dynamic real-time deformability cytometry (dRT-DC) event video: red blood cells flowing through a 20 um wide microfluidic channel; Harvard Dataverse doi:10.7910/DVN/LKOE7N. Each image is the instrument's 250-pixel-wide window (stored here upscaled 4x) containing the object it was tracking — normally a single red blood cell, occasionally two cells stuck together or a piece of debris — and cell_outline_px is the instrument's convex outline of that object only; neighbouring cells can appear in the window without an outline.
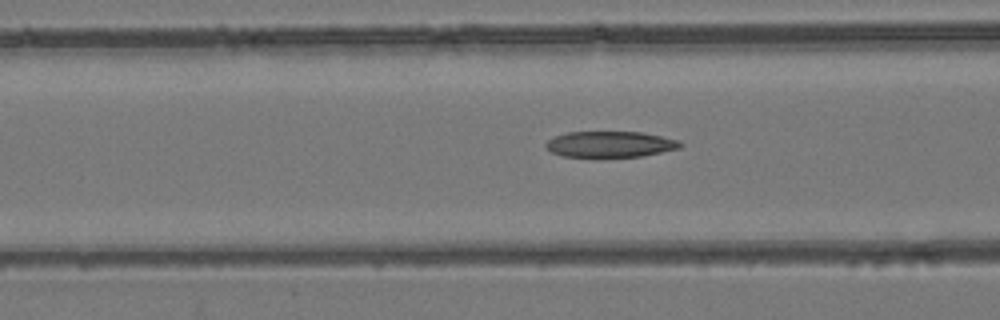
{"species": "common noctule bat (a hibernating species)", "species_latin": "Nyctalus noctula", "temperature_condition": "room temperature", "stored_images_in_passage": 48, "camera_frame_rate_fps": 3000, "um_per_image_px": 0.085, "animal": {"sex": "female", "body_mass_g": 24.6, "forearm_length_mm": 56.2}, "frame": {"image": 1, "passage_image": 22, "time_ms": 7.0, "image_size_px": [1000, 320], "cell_outline_px": [[684, 144], [680, 148], [640, 156], [596, 160], [564, 156], [552, 152], [544, 144], [548, 140], [556, 136], [568, 132], [640, 132], [680, 140]], "centroid_in_image_um": [51.85, 12.31], "position_along_channel_um": 114.8, "area_um2": 21.04}}
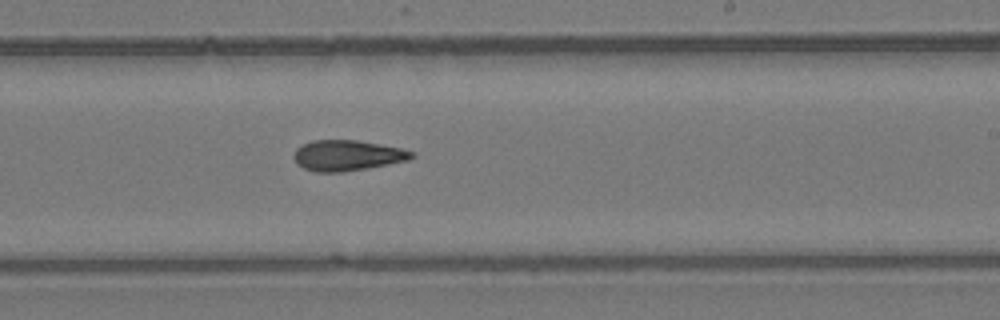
{"frame": {"image": 2, "passage_image": 33, "time_ms": 10.667, "image_size_px": [1000, 320], "cell_outline_px": [[416, 156], [408, 160], [368, 168], [340, 172], [316, 172], [304, 168], [296, 164], [292, 156], [296, 148], [312, 140], [356, 140], [380, 144], [400, 148], [416, 152]], "centroid_in_image_um": [29.51, 13.21], "position_along_channel_um": 259.5, "area_um2": 21.1}}
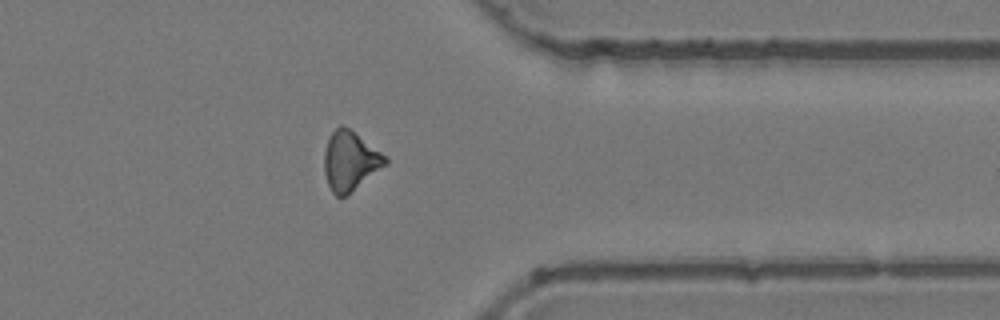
{"frame": {"image": 3, "passage_image": 43, "time_ms": 14.0, "image_size_px": [1000, 320], "cell_outline_px": [[388, 164], [344, 196], [336, 196], [332, 192], [328, 184], [324, 172], [324, 152], [328, 140], [332, 132], [340, 124], [344, 124], [388, 156]], "centroid_in_image_um": [29.78, 13.64], "position_along_channel_um": 381.6, "area_um2": 21.1}}